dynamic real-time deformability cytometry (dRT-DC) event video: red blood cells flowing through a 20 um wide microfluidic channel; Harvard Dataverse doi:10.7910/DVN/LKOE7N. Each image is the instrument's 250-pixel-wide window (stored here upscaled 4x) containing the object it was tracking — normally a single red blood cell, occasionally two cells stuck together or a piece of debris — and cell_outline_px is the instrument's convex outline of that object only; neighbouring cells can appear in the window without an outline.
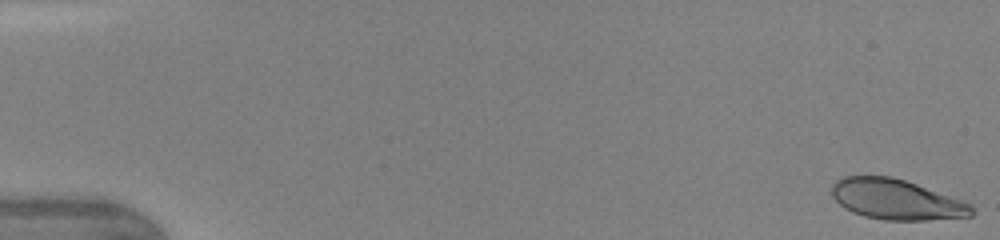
{"species": "human", "species_latin": "Homo sapiens", "temperature_condition": "warm", "stored_images_in_passage": 47, "camera_frame_rate_fps": 3000, "um_per_image_px": 0.085, "donor": {"sex": "female"}, "frame": {"image": 1, "passage_image": 1, "time_ms": 0.0, "image_size_px": [1000, 240], "cell_outline_px": [[972, 216], [928, 220], [884, 220], [864, 216], [852, 212], [844, 208], [832, 196], [832, 184], [836, 180], [844, 176], [892, 176], [916, 184], [972, 204]], "centroid_in_image_um": [76.15, 16.96], "position_along_channel_um": 8.8, "area_um2": 32.66}}
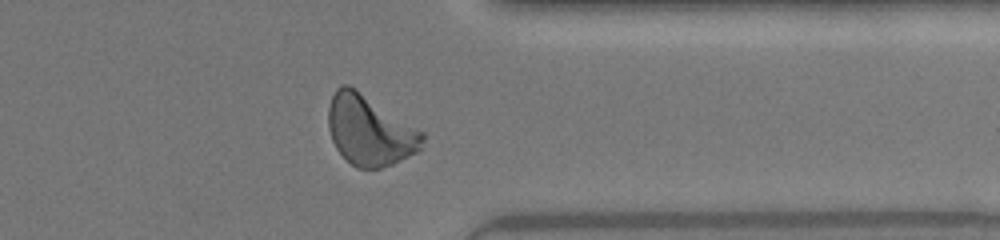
{"frame": {"image": 2, "passage_image": 38, "time_ms": 12.333, "image_size_px": [1000, 240], "cell_outline_px": [[424, 140], [420, 152], [392, 164], [380, 168], [356, 168], [336, 148], [332, 140], [328, 128], [328, 108], [332, 96], [336, 88], [340, 84], [348, 84], [356, 88], [424, 132]], "centroid_in_image_um": [31.44, 11.08], "position_along_channel_um": 380.0, "area_um2": 38.61}}
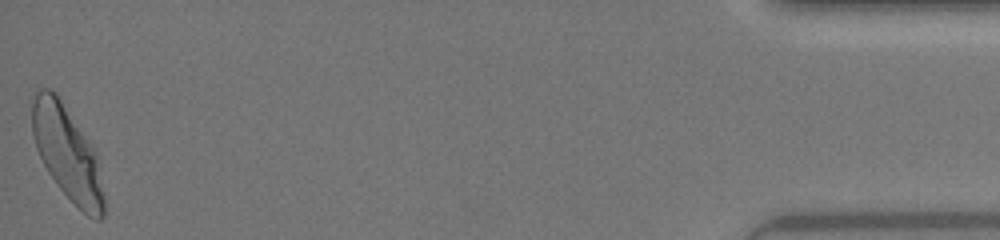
{"frame": {"image": 3, "passage_image": 47, "time_ms": 15.333, "image_size_px": [1000, 240], "cell_outline_px": [[104, 216], [100, 220], [96, 220], [88, 216], [60, 188], [48, 172], [36, 148], [32, 132], [32, 100], [36, 88], [48, 88], [56, 92], [92, 148], [96, 156], [104, 196]], "centroid_in_image_um": [5.68, 12.99], "position_along_channel_um": 429.5, "area_um2": 38.32}, "authors_computed_cell_mechanics": {"area_um2": 35.8938, "velocity_mm_per_s": 4.332, "shape_relaxation_time_tau1_ms": 2.7897, "shape_relaxation_time_tau2_ms": null, "deformation_change_tau1": 0.1471, "deformation_change_tau2": null}}